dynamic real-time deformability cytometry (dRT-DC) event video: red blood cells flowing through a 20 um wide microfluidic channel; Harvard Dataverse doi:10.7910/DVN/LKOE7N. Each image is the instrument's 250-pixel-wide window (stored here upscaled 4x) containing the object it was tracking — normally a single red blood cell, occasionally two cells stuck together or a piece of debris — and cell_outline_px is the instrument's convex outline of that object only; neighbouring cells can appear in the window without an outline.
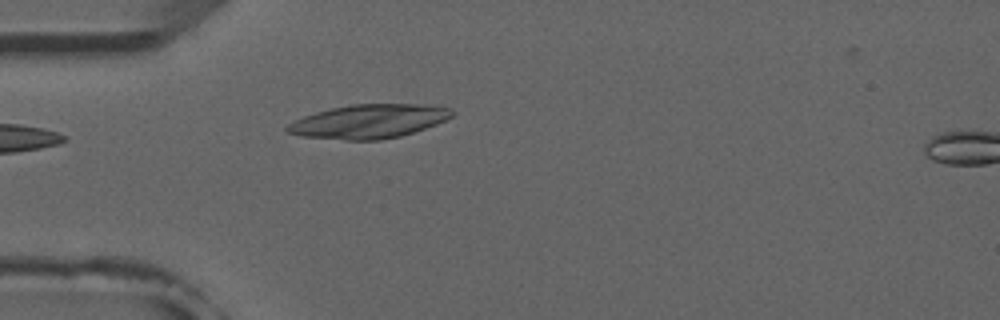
{"species": "common noctule bat (a hibernating species)", "species_latin": "Nyctalus noctula", "temperature_condition": "room temperature", "stored_images_in_passage": 6, "camera_frame_rate_fps": 3000, "um_per_image_px": 0.085, "animal": {"sex": "male", "forearm_length_mm": 52.5}, "frame": {"image": 1, "passage_image": 5, "time_ms": 4.667, "image_size_px": [1000, 320], "cell_outline_px": [[456, 112], [452, 116], [436, 124], [400, 136], [380, 140], [344, 140], [304, 136], [288, 132], [284, 128], [288, 124], [304, 116], [316, 112], [332, 108], [352, 104], [432, 104], [452, 108]], "centroid_in_image_um": [31.4, 10.3], "position_along_channel_um": 53.6, "area_um2": 32.43}}